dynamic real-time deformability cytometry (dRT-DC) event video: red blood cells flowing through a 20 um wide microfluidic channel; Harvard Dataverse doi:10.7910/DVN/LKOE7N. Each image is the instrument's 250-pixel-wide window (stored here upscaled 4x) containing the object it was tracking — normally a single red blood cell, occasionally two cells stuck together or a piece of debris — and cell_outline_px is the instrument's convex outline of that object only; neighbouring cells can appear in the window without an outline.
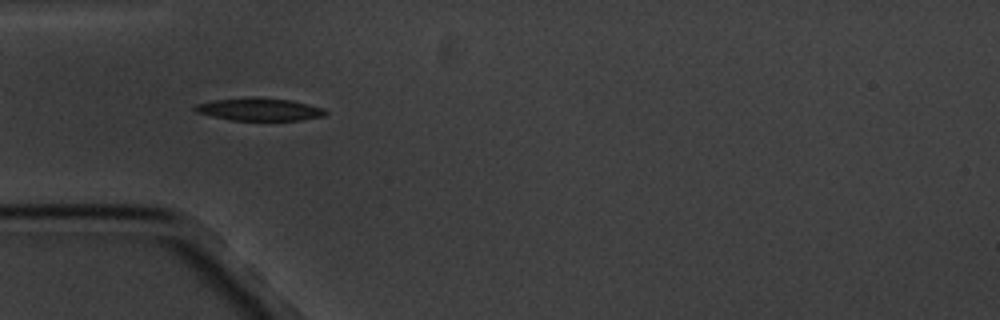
{"species": "common noctule bat (a hibernating species)", "species_latin": "Nyctalus noctula", "temperature_condition": "cold", "stored_images_in_passage": 8, "camera_frame_rate_fps": 3000, "um_per_image_px": 0.085, "animal": {"sex": "male", "body_mass_g": 20.1, "forearm_length_mm": 53.5}, "frame": {"image": 1, "passage_image": 4, "time_ms": 3.333, "image_size_px": [1000, 320], "cell_outline_px": [[328, 112], [324, 116], [300, 120], [232, 120], [212, 116], [196, 112], [192, 108], [196, 104], [216, 100], [252, 96], [260, 96], [292, 100], [324, 108]], "centroid_in_image_um": [22.06, 9.28], "position_along_channel_um": 62.9, "area_um2": 17.4}}
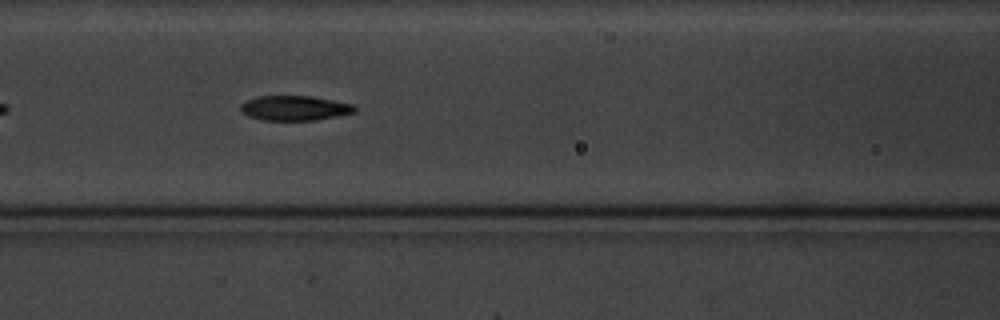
{"frame": {"image": 2, "passage_image": 6, "time_ms": 5.667, "image_size_px": [1000, 320], "cell_outline_px": [[356, 112], [316, 120], [264, 120], [248, 116], [240, 108], [240, 104], [244, 100], [260, 96], [312, 96], [356, 104]], "centroid_in_image_um": [25.07, 9.18], "position_along_channel_um": 141.5, "area_um2": 16.59}}
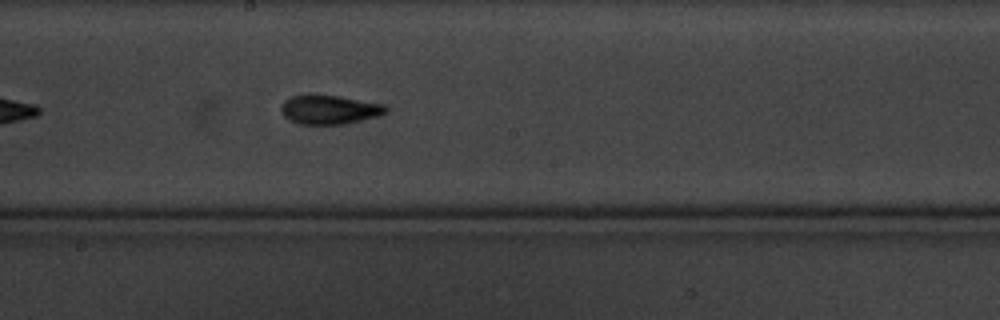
{"frame": {"image": 3, "passage_image": 8, "time_ms": 8.0, "image_size_px": [1000, 320], "cell_outline_px": [[388, 112], [380, 116], [344, 124], [300, 124], [288, 120], [280, 112], [280, 104], [284, 100], [292, 96], [308, 92], [340, 96], [384, 104], [388, 108]], "centroid_in_image_um": [27.96, 9.29], "position_along_channel_um": 220.2, "area_um2": 18.44}}